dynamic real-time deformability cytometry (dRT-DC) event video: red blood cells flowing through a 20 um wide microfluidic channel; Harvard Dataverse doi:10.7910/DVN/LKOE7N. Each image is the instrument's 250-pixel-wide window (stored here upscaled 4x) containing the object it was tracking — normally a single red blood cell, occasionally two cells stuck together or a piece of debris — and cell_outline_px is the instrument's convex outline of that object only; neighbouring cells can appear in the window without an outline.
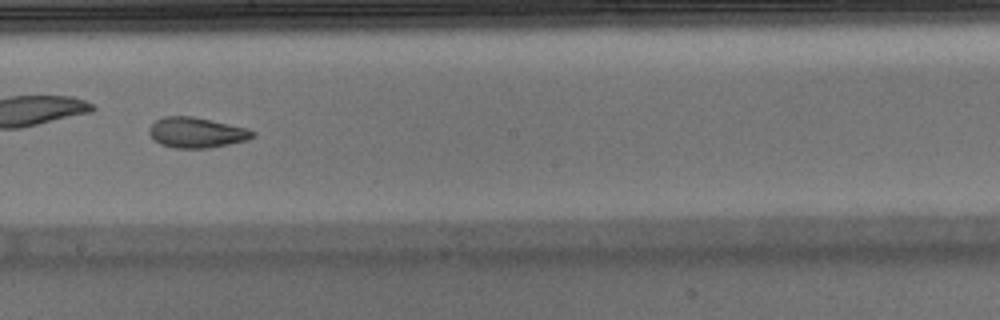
{"species": "Egyptian fruit bat (a non-hibernating species)", "species_latin": "Rousettus aegyptiacus", "temperature_condition": "warm", "stored_images_in_passage": 40, "camera_frame_rate_fps": 3000, "um_per_image_px": 0.085, "animal": {"sex": "male"}, "frame": {"image": 1, "passage_image": 18, "time_ms": 5.667, "image_size_px": [1000, 320], "cell_outline_px": [[256, 136], [248, 140], [208, 148], [176, 148], [160, 144], [148, 132], [148, 128], [156, 120], [164, 116], [192, 116], [248, 128], [256, 132]], "centroid_in_image_um": [16.73, 11.26], "position_along_channel_um": 231.5, "area_um2": 18.32}, "authors_computed_cell_mechanics": {"area_um2": 18.8717, "velocity_mm_per_s": 3.9252, "shape_relaxation_time_tau1_ms": null, "shape_relaxation_time_tau2_ms": 1.9674, "deformation_change_tau1": null, "deformation_change_tau2": 0.0811}}